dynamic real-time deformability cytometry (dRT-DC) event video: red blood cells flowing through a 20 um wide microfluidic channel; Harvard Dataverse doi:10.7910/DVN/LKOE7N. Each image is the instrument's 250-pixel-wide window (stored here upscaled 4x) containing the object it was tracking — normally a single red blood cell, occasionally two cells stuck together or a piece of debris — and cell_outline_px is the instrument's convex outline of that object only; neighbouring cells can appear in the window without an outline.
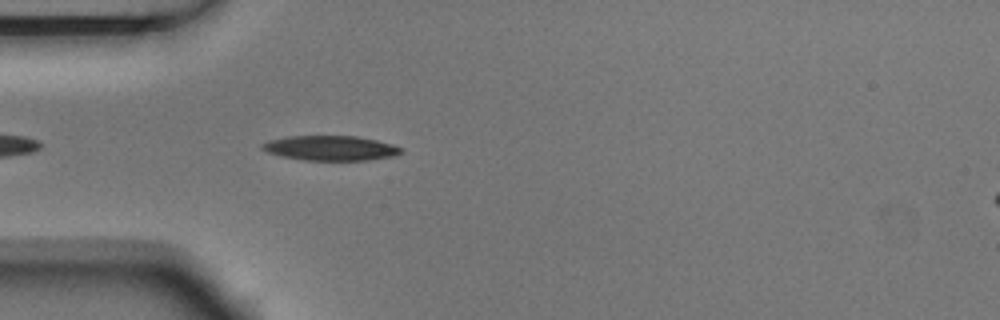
{"species": "Egyptian fruit bat (a non-hibernating species)", "species_latin": "Rousettus aegyptiacus", "temperature_condition": "room temperature", "stored_images_in_passage": 5, "segment_of_instrument_passage": [2, 2], "camera_frame_rate_fps": 3000, "um_per_image_px": 0.085, "animal": {"sex": "male"}, "frame": {"image": 1, "passage_image": 5, "time_ms": 1.333, "image_size_px": [1000, 320], "cell_outline_px": [[404, 152], [392, 156], [368, 160], [304, 160], [284, 156], [268, 152], [260, 148], [260, 144], [268, 140], [288, 136], [356, 136], [376, 140], [392, 144], [404, 148]], "centroid_in_image_um": [28.11, 12.58], "position_along_channel_um": 56.9, "area_um2": 20.06}}